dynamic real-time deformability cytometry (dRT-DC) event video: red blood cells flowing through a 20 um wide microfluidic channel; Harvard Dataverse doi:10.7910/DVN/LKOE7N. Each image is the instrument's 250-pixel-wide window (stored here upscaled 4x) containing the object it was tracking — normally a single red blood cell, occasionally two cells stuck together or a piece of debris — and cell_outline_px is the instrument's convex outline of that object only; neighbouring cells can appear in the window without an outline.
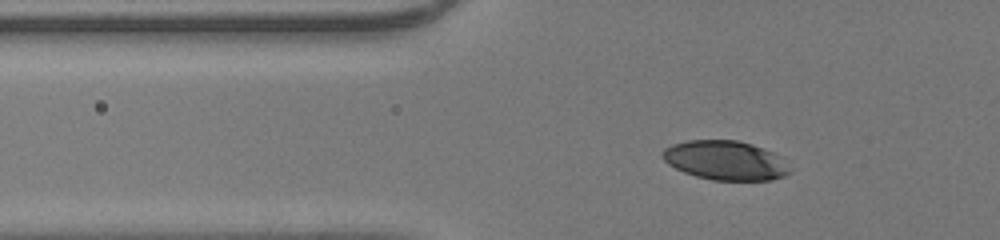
{"species": "human", "species_latin": "Homo sapiens", "temperature_condition": "room temperature", "stored_images_in_passage": 32, "camera_frame_rate_fps": 3000, "um_per_image_px": 0.085, "donor": {"sex": "male"}, "frame": {"image": 1, "passage_image": 5, "time_ms": 1.333, "image_size_px": [1000, 240], "cell_outline_px": [[792, 172], [784, 176], [772, 180], [712, 180], [696, 176], [684, 172], [668, 164], [664, 160], [664, 148], [672, 144], [688, 140], [736, 140], [752, 144], [784, 156], [792, 168]], "centroid_in_image_um": [61.75, 13.63], "position_along_channel_um": 64.1, "area_um2": 29.42}}
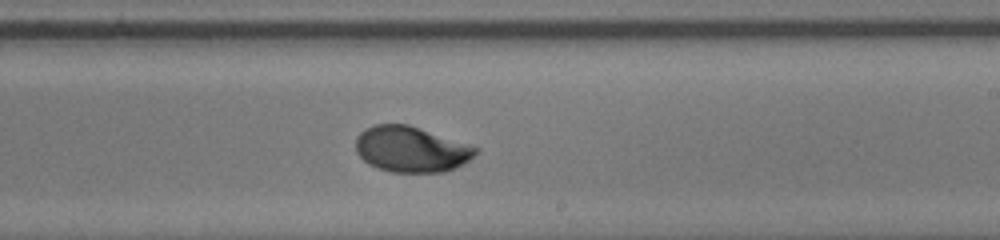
{"frame": {"image": 2, "passage_image": 20, "time_ms": 6.333, "image_size_px": [1000, 240], "cell_outline_px": [[480, 148], [468, 160], [444, 172], [392, 172], [368, 164], [356, 152], [356, 136], [360, 132], [376, 124], [408, 124]], "centroid_in_image_um": [34.91, 12.68], "position_along_channel_um": 254.1, "area_um2": 31.5}}
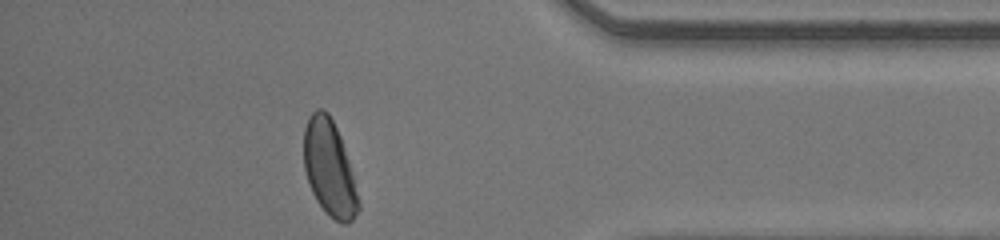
{"frame": {"image": 3, "passage_image": 32, "time_ms": 10.333, "image_size_px": [1000, 240], "cell_outline_px": [[360, 208], [352, 220], [348, 224], [344, 224], [336, 220], [316, 200], [312, 192], [304, 168], [304, 128], [308, 116], [316, 108], [324, 108], [328, 112], [340, 136], [348, 160], [360, 204]], "centroid_in_image_um": [27.98, 14.26], "position_along_channel_um": 407.2, "area_um2": 30.0}, "authors_computed_cell_mechanics": {"area_um2": 31.4143, "velocity_mm_per_s": 4.2511, "shape_relaxation_time_tau1_ms": 2.7614, "shape_relaxation_time_tau2_ms": null, "deformation_change_tau1": 0.1584, "deformation_change_tau2": null}}